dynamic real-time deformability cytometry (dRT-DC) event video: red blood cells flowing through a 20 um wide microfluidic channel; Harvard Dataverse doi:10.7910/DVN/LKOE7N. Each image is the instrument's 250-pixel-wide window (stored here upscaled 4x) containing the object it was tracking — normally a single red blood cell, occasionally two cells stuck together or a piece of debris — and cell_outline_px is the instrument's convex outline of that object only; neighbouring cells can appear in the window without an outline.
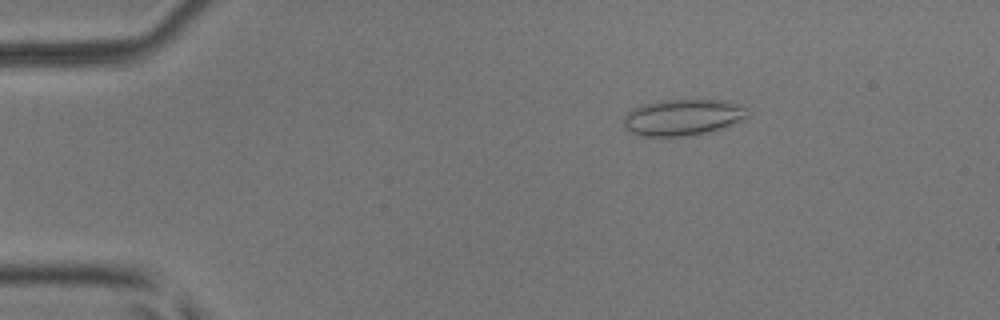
{"species": "common noctule bat (a hibernating species)", "species_latin": "Nyctalus noctula", "temperature_condition": "room temperature", "stored_images_in_passage": 51, "camera_frame_rate_fps": 3000, "um_per_image_px": 0.085, "animal": {"sex": "male", "body_mass_g": 17.9, "forearm_length_mm": 54.2}, "frame": {"image": 1, "passage_image": 9, "time_ms": 2.667, "image_size_px": [1000, 320], "cell_outline_px": [[748, 116], [744, 120], [724, 128], [708, 132], [688, 136], [644, 136], [628, 132], [624, 128], [624, 116], [632, 108], [640, 104], [660, 100], [732, 100], [744, 104]], "centroid_in_image_um": [58.07, 9.96], "position_along_channel_um": 26.9, "area_um2": 26.82}}
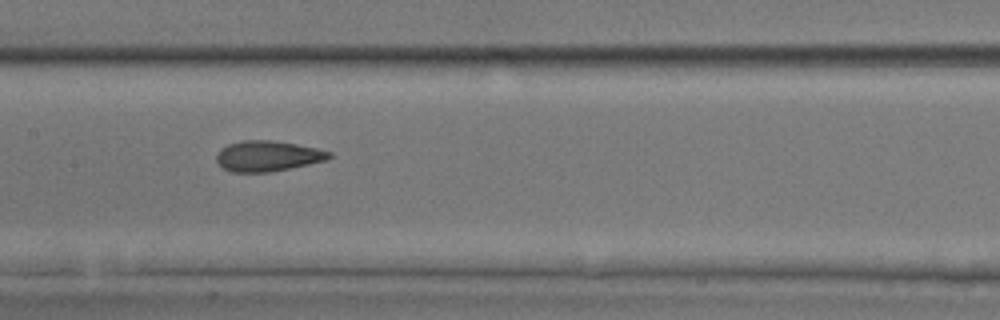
{"frame": {"image": 2, "passage_image": 26, "time_ms": 8.333, "image_size_px": [1000, 320], "cell_outline_px": [[332, 156], [328, 160], [268, 172], [232, 172], [224, 168], [216, 160], [216, 152], [220, 148], [228, 144], [244, 140], [272, 140], [296, 144], [316, 148], [332, 152]], "centroid_in_image_um": [22.74, 13.25], "position_along_channel_um": 184.7, "area_um2": 20.0}}
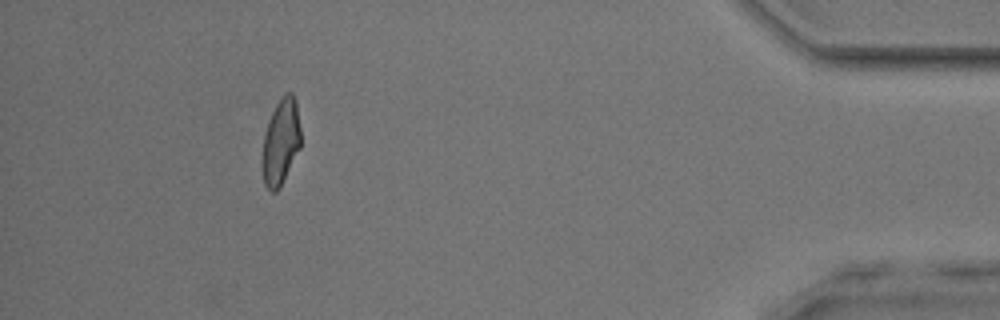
{"frame": {"image": 3, "passage_image": 47, "time_ms": 15.333, "image_size_px": [1000, 320], "cell_outline_px": [[300, 148], [280, 188], [276, 192], [272, 192], [264, 184], [264, 132], [268, 120], [276, 104], [284, 92], [292, 92], [296, 100], [300, 128]], "centroid_in_image_um": [23.9, 12.01], "position_along_channel_um": 411.3, "area_um2": 19.02}, "authors_computed_cell_mechanics": {"area_um2": 19.9988, "velocity_mm_per_s": 4.0569, "shape_relaxation_time_tau1_ms": null, "shape_relaxation_time_tau2_ms": 1.4539, "deformation_change_tau1": null, "deformation_change_tau2": 0.0997}}